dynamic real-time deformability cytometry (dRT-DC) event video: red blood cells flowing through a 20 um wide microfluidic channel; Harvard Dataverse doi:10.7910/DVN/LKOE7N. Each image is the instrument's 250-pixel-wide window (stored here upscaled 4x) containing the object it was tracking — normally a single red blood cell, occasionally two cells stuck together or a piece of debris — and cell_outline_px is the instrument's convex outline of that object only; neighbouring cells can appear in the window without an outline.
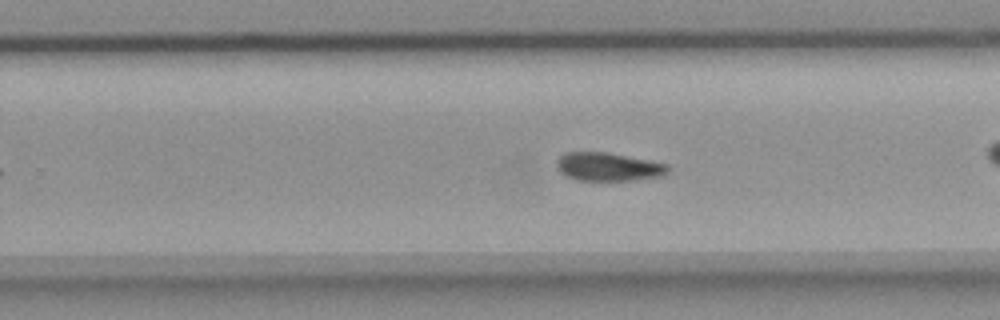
{"species": "common noctule bat (a hibernating species)", "species_latin": "Nyctalus noctula", "temperature_condition": "room temperature", "stored_images_in_passage": 41, "camera_frame_rate_fps": 3000, "um_per_image_px": 0.085, "animal": {"sex": "female", "body_mass_g": 18.4}, "frame": {"image": 1, "passage_image": 24, "time_ms": 7.667, "image_size_px": [1000, 320], "cell_outline_px": [[668, 172], [664, 176], [632, 180], [580, 180], [568, 176], [560, 172], [556, 168], [556, 160], [564, 152], [608, 152], [668, 164]], "centroid_in_image_um": [51.69, 14.17], "position_along_channel_um": 278.1, "area_um2": 18.38}}